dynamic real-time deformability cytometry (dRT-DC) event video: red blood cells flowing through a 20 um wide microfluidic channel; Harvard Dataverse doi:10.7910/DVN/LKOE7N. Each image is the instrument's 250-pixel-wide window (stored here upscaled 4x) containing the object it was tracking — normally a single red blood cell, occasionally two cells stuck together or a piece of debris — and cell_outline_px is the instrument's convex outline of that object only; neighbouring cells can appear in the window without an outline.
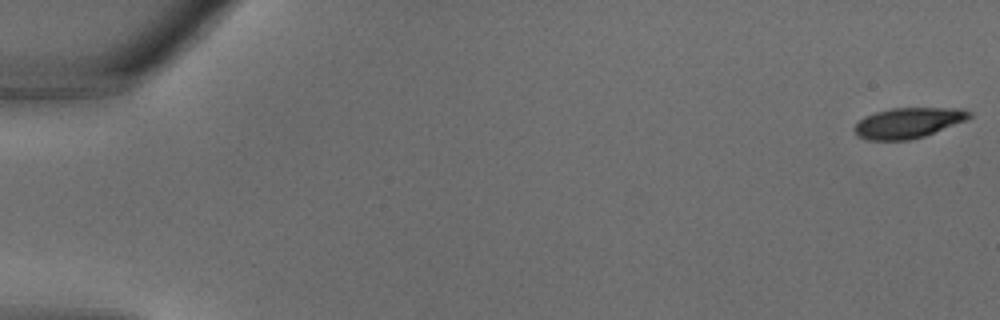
{"species": "common noctule bat (a hibernating species)", "species_latin": "Nyctalus noctula", "temperature_condition": "warm", "stored_images_in_passage": 4, "camera_frame_rate_fps": 3000, "um_per_image_px": 0.085, "animal": {"sex": "male", "body_mass_g": 18.8}, "frame": {"image": 1, "passage_image": 1, "time_ms": 0.0, "image_size_px": [1000, 320], "cell_outline_px": [[972, 116], [964, 120], [924, 136], [908, 140], [868, 140], [856, 136], [852, 128], [864, 116], [876, 112], [892, 108], [964, 108], [972, 112]], "centroid_in_image_um": [77.15, 10.44], "position_along_channel_um": 7.8, "area_um2": 20.29}}